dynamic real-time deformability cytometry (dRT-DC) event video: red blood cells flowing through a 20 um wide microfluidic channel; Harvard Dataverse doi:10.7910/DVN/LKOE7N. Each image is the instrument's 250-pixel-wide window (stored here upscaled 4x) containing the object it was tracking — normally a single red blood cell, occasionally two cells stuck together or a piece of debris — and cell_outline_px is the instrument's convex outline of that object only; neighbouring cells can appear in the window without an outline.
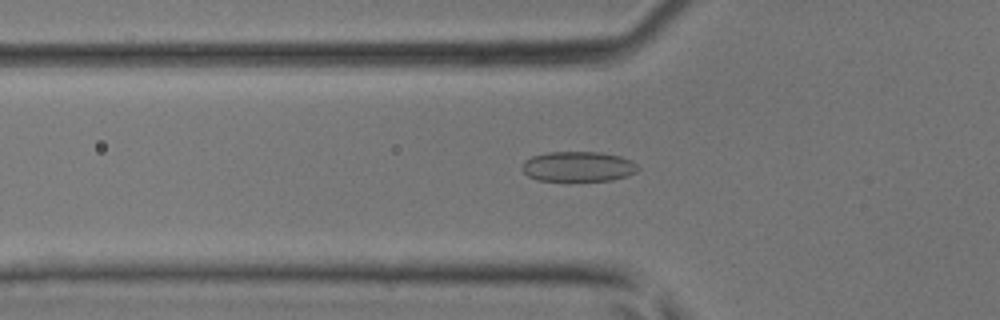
{"species": "common noctule bat (a hibernating species)", "species_latin": "Nyctalus noctula", "temperature_condition": "room temperature", "stored_images_in_passage": 41, "camera_frame_rate_fps": 3000, "um_per_image_px": 0.085, "animal": {"sex": "male", "body_mass_g": 17.9, "forearm_length_mm": 54.2}, "frame": {"image": 1, "passage_image": 12, "time_ms": 3.667, "image_size_px": [1000, 320], "cell_outline_px": [[640, 168], [636, 172], [628, 176], [612, 180], [536, 180], [528, 176], [520, 168], [524, 160], [532, 156], [548, 152], [600, 152], [620, 156], [632, 160]], "centroid_in_image_um": [49.14, 14.15], "position_along_channel_um": 76.7, "area_um2": 20.4}}
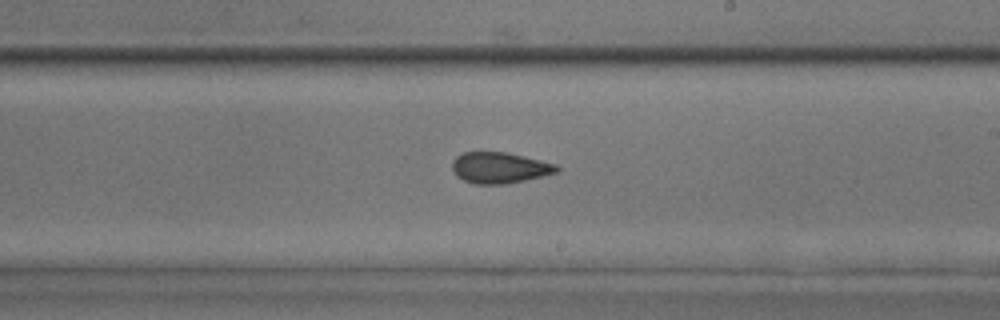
{"frame": {"image": 2, "passage_image": 23, "time_ms": 7.333, "image_size_px": [1000, 320], "cell_outline_px": [[560, 172], [544, 176], [508, 184], [476, 184], [464, 180], [456, 176], [452, 168], [452, 160], [456, 156], [464, 152], [508, 152], [556, 164], [560, 168]], "centroid_in_image_um": [42.49, 14.26], "position_along_channel_um": 246.5, "area_um2": 19.13}}
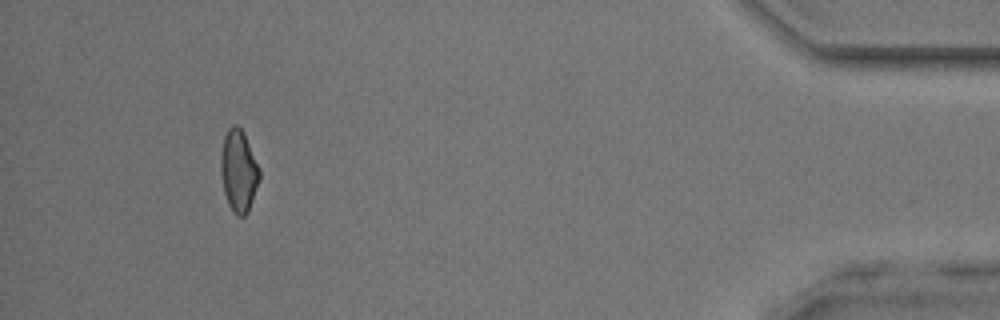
{"frame": {"image": 3, "passage_image": 38, "time_ms": 12.333, "image_size_px": [1000, 320], "cell_outline_px": [[260, 180], [248, 212], [244, 216], [236, 216], [232, 212], [228, 204], [224, 192], [220, 172], [220, 156], [224, 136], [228, 128], [232, 124], [236, 124], [244, 132], [260, 168]], "centroid_in_image_um": [20.28, 14.52], "position_along_channel_um": 414.9, "area_um2": 18.84}}